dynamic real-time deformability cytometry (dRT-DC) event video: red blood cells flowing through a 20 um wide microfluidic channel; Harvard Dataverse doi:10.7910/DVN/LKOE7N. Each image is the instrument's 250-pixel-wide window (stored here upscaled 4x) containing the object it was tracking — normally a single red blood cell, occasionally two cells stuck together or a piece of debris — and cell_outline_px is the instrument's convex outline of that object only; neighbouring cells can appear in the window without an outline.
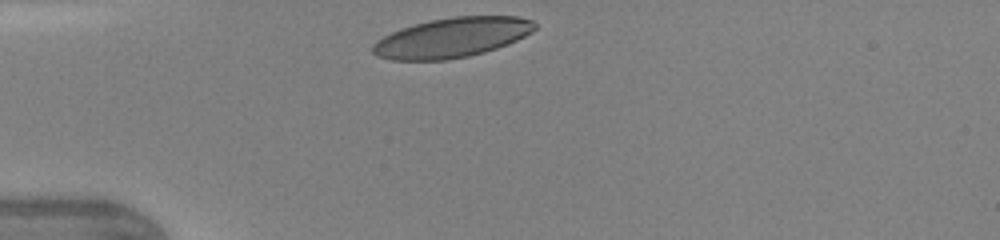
{"species": "human", "species_latin": "Homo sapiens", "temperature_condition": "warm", "stored_images_in_passage": 27, "camera_frame_rate_fps": 3000, "um_per_image_px": 0.085, "donor": {"sex": "female"}, "frame": {"image": 1, "passage_image": 1, "time_ms": 0.0, "image_size_px": [1000, 240], "cell_outline_px": [[536, 28], [532, 32], [508, 44], [484, 52], [468, 56], [444, 60], [392, 60], [376, 56], [372, 52], [372, 44], [384, 36], [392, 32], [416, 24], [432, 20], [456, 16], [520, 16], [532, 20], [536, 24]], "centroid_in_image_um": [38.43, 3.2], "position_along_channel_um": 46.6, "area_um2": 37.34}}
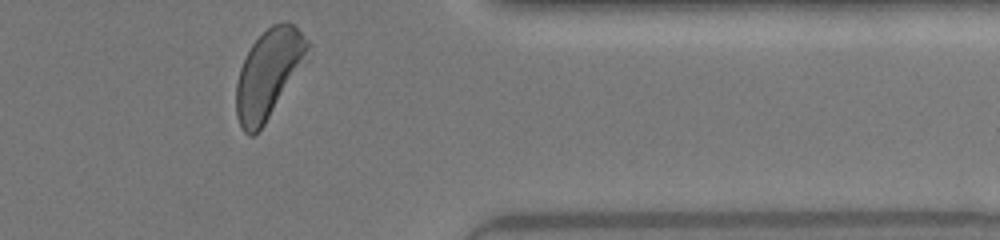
{"frame": {"image": 2, "passage_image": 27, "time_ms": 8.667, "image_size_px": [1000, 240], "cell_outline_px": [[312, 44], [308, 60], [264, 124], [252, 136], [248, 136], [244, 132], [236, 116], [236, 84], [240, 68], [252, 44], [272, 24], [280, 20], [284, 20], [292, 24]], "centroid_in_image_um": [22.87, 6.24], "position_along_channel_um": 388.5, "area_um2": 36.99}, "authors_computed_cell_mechanics": {"area_um2": 37.9168, "velocity_mm_per_s": 4.3485, "shape_relaxation_time_tau1_ms": 3.1297, "shape_relaxation_time_tau2_ms": 0.6728, "deformation_change_tau1": 0.137, "deformation_change_tau2": 0.0697}}